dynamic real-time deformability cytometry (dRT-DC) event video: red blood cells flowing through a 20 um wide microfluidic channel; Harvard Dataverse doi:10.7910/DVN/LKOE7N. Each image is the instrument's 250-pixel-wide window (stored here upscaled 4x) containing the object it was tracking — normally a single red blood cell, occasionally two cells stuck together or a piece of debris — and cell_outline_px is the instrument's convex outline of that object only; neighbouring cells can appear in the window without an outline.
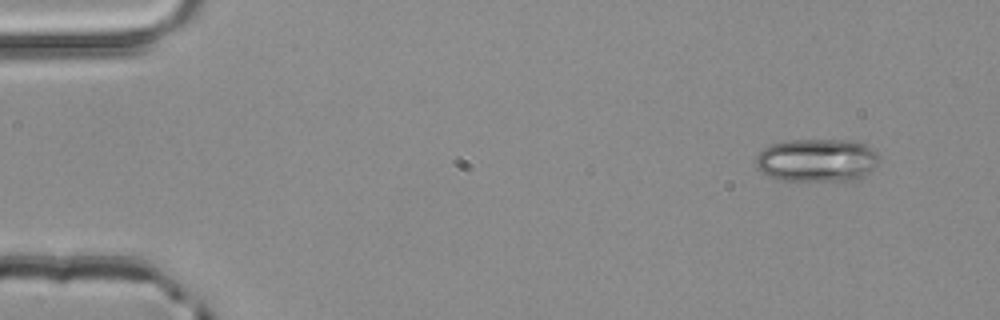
{"species": "common noctule bat (a hibernating species)", "species_latin": "Nyctalus noctula", "temperature_condition": "room temperature", "stored_images_in_passage": 3, "camera_frame_rate_fps": 3000, "um_per_image_px": 0.085, "animal": {"sex": "male", "body_mass_g": 20.4}, "frame": {"image": 1, "passage_image": 1, "time_ms": 0.0, "image_size_px": [1000, 320], "cell_outline_px": [[880, 160], [872, 168], [856, 180], [844, 184], [780, 180], [768, 176], [756, 164], [756, 156], [764, 148], [772, 144], [784, 140], [844, 140], [864, 144], [872, 148], [880, 156]], "centroid_in_image_um": [69.46, 13.67], "position_along_channel_um": 15.5, "area_um2": 31.73}}